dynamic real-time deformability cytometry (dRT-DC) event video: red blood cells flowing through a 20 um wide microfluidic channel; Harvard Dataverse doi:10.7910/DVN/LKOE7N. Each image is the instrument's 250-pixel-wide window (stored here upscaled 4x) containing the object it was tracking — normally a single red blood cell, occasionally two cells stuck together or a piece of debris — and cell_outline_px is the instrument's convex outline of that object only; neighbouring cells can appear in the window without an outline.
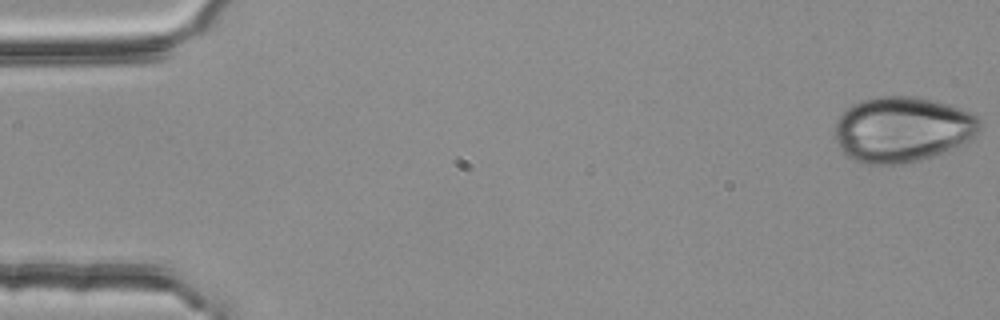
{"species": "common noctule bat (a hibernating species)", "species_latin": "Nyctalus noctula", "temperature_condition": "room temperature", "stored_images_in_passage": 3, "camera_frame_rate_fps": 3000, "um_per_image_px": 0.085, "animal": {"sex": "female", "body_mass_g": 25.1}, "frame": {"image": 1, "passage_image": 1, "time_ms": 0.0, "image_size_px": [1000, 320], "cell_outline_px": [[980, 128], [968, 140], [940, 152], [920, 160], [900, 164], [864, 164], [852, 160], [840, 148], [836, 140], [836, 120], [852, 104], [860, 100], [880, 96], [916, 96], [948, 104], [960, 108], [976, 116], [980, 120]], "centroid_in_image_um": [76.65, 10.98], "position_along_channel_um": 8.4, "area_um2": 54.68}}